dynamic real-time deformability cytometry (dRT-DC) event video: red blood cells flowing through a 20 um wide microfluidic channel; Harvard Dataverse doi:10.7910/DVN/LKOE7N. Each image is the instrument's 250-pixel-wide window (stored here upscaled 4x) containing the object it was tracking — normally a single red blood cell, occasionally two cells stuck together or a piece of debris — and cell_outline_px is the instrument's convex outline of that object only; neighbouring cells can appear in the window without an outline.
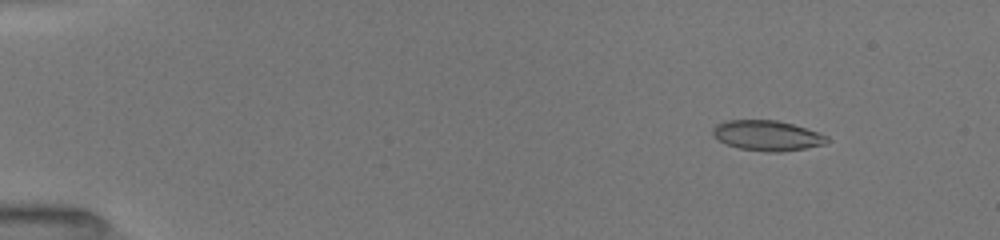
{"species": "common noctule bat (a hibernating species)", "species_latin": "Nyctalus noctula", "temperature_condition": "room temperature", "stored_images_in_passage": 46, "camera_frame_rate_fps": 3000, "um_per_image_px": 0.085, "animal": {"sex": "female", "body_mass_g": 19.5, "forearm_length_mm": 54.1}, "frame": {"image": 1, "passage_image": 1, "time_ms": 0.0, "image_size_px": [1000, 240], "cell_outline_px": [[828, 144], [780, 152], [764, 152], [740, 148], [728, 144], [712, 136], [712, 128], [716, 124], [724, 120], [776, 120], [792, 124], [828, 136]], "centroid_in_image_um": [65.18, 11.52], "position_along_channel_um": 19.8, "area_um2": 20.06}}
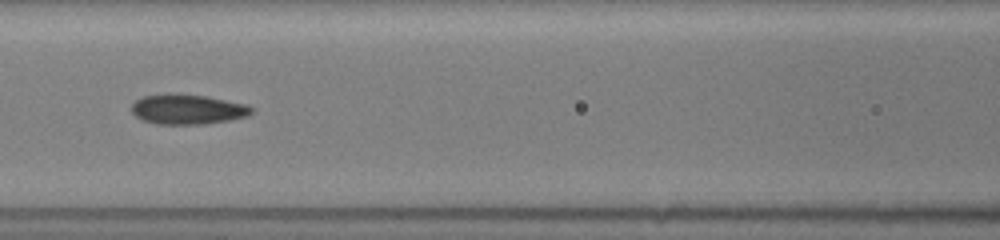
{"frame": {"image": 2, "passage_image": 19, "time_ms": 6.0, "image_size_px": [1000, 240], "cell_outline_px": [[256, 108], [248, 116], [228, 120], [204, 124], [156, 124], [140, 120], [132, 112], [132, 104], [136, 100], [144, 96], [204, 96], [248, 104]], "centroid_in_image_um": [16.0, 9.33], "position_along_channel_um": 150.6, "area_um2": 20.35}}
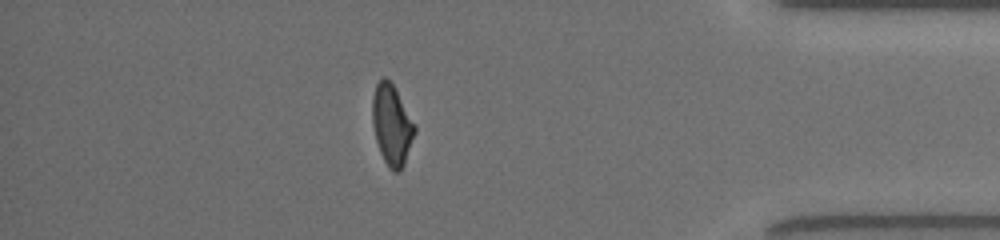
{"frame": {"image": 3, "passage_image": 40, "time_ms": 13.0, "image_size_px": [1000, 240], "cell_outline_px": [[416, 132], [404, 164], [400, 172], [392, 172], [388, 168], [380, 152], [376, 140], [372, 124], [372, 96], [376, 84], [380, 76], [384, 76], [392, 84], [416, 124]], "centroid_in_image_um": [33.3, 10.62], "position_along_channel_um": 401.9, "area_um2": 20.06}, "authors_computed_cell_mechanics": {"area_um2": 20.3456, "velocity_mm_per_s": 4.0483, "shape_relaxation_time_tau1_ms": 8.4964, "shape_relaxation_time_tau2_ms": 2.5155, "deformation_change_tau1": 0.2145, "deformation_change_tau2": 0.0767}}